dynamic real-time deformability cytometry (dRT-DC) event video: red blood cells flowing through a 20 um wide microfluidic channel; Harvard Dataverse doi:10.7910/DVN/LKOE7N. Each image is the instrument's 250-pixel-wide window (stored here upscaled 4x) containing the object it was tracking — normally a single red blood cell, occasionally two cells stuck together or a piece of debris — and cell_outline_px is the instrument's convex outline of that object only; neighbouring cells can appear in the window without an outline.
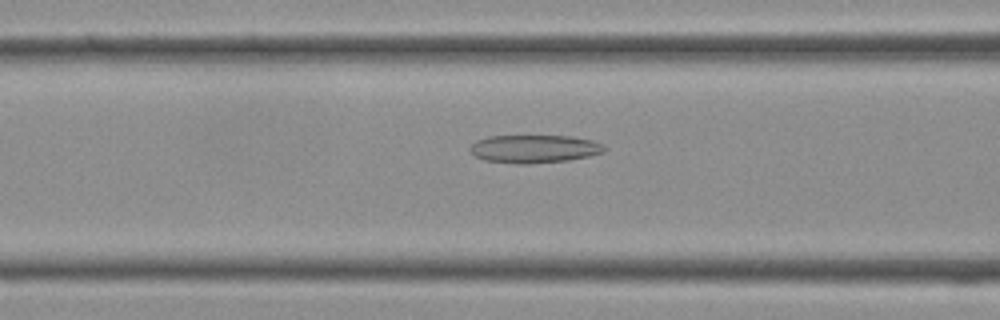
{"species": "Egyptian fruit bat (a non-hibernating species)", "species_latin": "Rousettus aegyptiacus", "temperature_condition": "cold", "stored_images_in_passage": 32, "camera_frame_rate_fps": 3000, "um_per_image_px": 0.085, "frame": {"image": 1, "passage_image": 13, "time_ms": 4.0, "image_size_px": [1000, 320], "cell_outline_px": [[608, 148], [604, 152], [588, 156], [568, 160], [528, 164], [516, 164], [484, 160], [476, 156], [468, 148], [476, 140], [488, 136], [572, 136], [592, 140]], "centroid_in_image_um": [45.4, 12.65], "position_along_channel_um": 121.2, "area_um2": 21.96}}
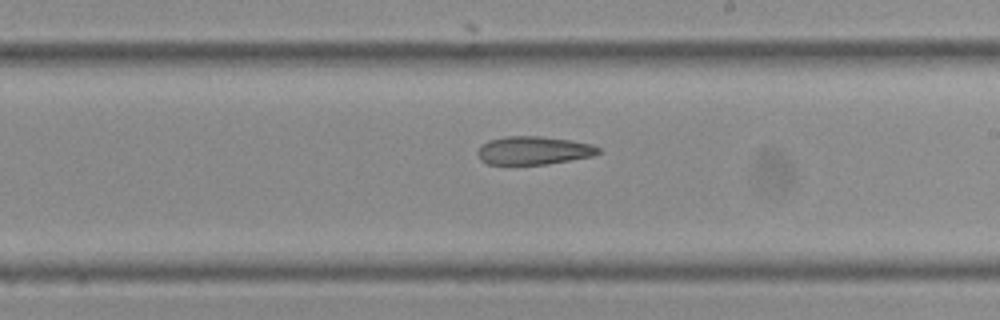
{"frame": {"image": 2, "passage_image": 20, "time_ms": 6.333, "image_size_px": [1000, 320], "cell_outline_px": [[600, 152], [592, 156], [548, 164], [488, 164], [480, 160], [476, 152], [480, 144], [488, 140], [504, 136], [540, 136], [572, 140], [592, 144], [600, 148]], "centroid_in_image_um": [45.32, 12.78], "position_along_channel_um": 243.7, "area_um2": 20.06}}
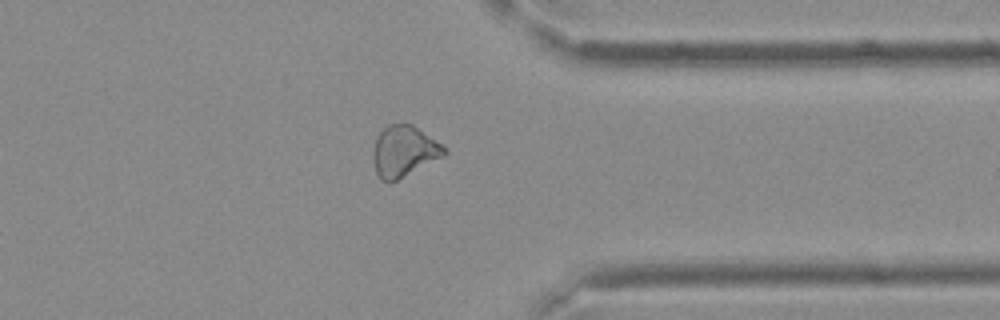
{"frame": {"image": 3, "passage_image": 28, "time_ms": 9.0, "image_size_px": [1000, 320], "cell_outline_px": [[448, 152], [444, 156], [396, 180], [380, 180], [376, 172], [372, 156], [372, 152], [376, 136], [388, 124], [412, 124], [440, 144]], "centroid_in_image_um": [34.3, 12.84], "position_along_channel_um": 377.1, "area_um2": 20.75}}